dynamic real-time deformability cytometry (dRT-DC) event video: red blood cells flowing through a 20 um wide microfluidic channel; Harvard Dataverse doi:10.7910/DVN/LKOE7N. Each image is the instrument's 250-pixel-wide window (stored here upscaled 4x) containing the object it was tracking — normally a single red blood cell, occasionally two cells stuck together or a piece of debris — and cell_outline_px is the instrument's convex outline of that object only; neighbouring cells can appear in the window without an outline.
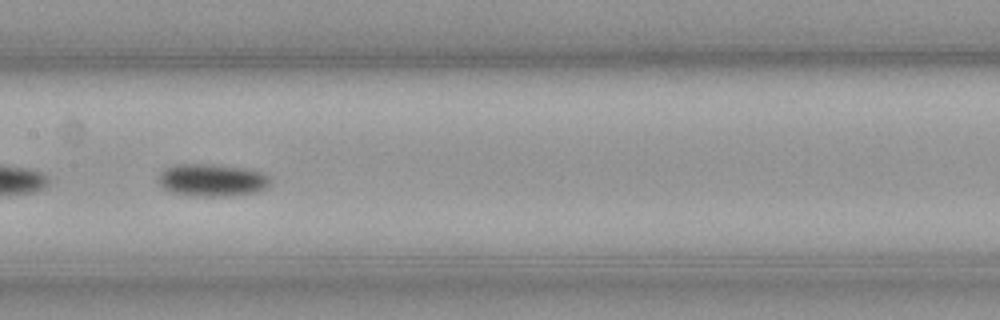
{"species": "common noctule bat (a hibernating species)", "species_latin": "Nyctalus noctula", "temperature_condition": "cold", "stored_images_in_passage": 37, "camera_frame_rate_fps": 3000, "um_per_image_px": 0.085, "animal": {"sex": "male", "body_mass_g": 23.1, "forearm_length_mm": 52.7}, "frame": {"image": 1, "passage_image": 22, "time_ms": 7.0, "image_size_px": [1000, 320], "cell_outline_px": [[268, 188], [256, 192], [232, 196], [188, 196], [172, 192], [164, 188], [160, 184], [160, 176], [164, 168], [176, 164], [204, 164], [244, 168], [260, 172], [268, 176]], "centroid_in_image_um": [18.02, 15.32], "position_along_channel_um": 189.4, "area_um2": 20.98}}
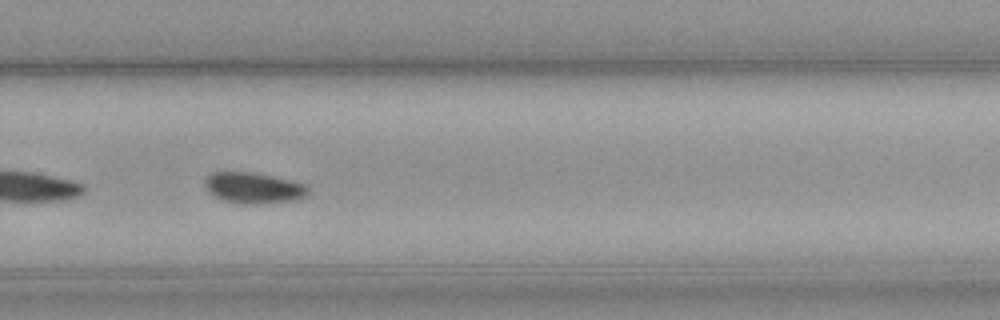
{"frame": {"image": 2, "passage_image": 32, "time_ms": 10.333, "image_size_px": [1000, 320], "cell_outline_px": [[308, 196], [296, 200], [264, 204], [240, 204], [220, 200], [208, 192], [204, 184], [204, 180], [212, 172], [252, 172], [272, 176], [304, 184], [308, 188]], "centroid_in_image_um": [21.53, 15.99], "position_along_channel_um": 308.3, "area_um2": 18.84}, "authors_computed_cell_mechanics": {"area_um2": 19.8832, "velocity_mm_per_s": 3.5783, "shape_relaxation_time_tau1_ms": 3.7804, "shape_relaxation_time_tau2_ms": null, "deformation_change_tau1": 0.0742, "deformation_change_tau2": null}}